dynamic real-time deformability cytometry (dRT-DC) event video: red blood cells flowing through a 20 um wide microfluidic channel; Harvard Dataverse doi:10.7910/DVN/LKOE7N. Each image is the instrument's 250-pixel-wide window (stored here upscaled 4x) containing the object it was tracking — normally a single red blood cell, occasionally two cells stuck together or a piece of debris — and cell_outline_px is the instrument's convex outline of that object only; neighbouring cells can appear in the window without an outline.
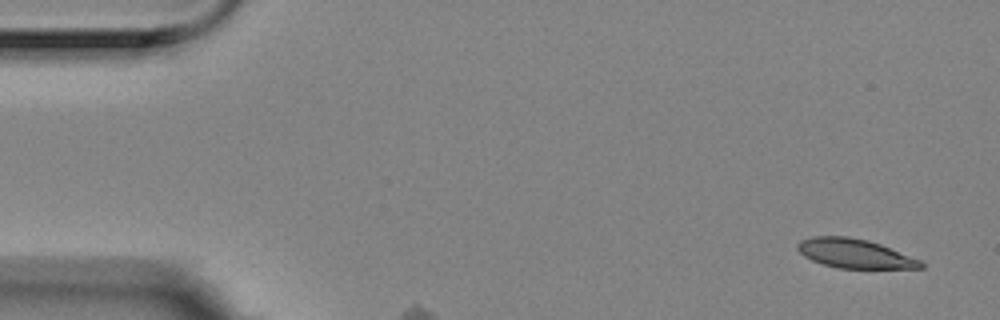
{"species": "Egyptian fruit bat (a non-hibernating species)", "species_latin": "Rousettus aegyptiacus", "temperature_condition": "room temperature", "stored_images_in_passage": 6, "camera_frame_rate_fps": 3000, "um_per_image_px": 0.085, "animal": {"sex": "female"}, "frame": {"image": 1, "passage_image": 1, "time_ms": 0.0, "image_size_px": [1000, 320], "cell_outline_px": [[924, 268], [836, 268], [812, 260], [804, 256], [796, 248], [796, 244], [800, 240], [812, 236], [848, 236], [868, 240], [880, 244], [920, 260], [924, 264]], "centroid_in_image_um": [72.61, 21.54], "position_along_channel_um": 12.4, "area_um2": 20.87}}
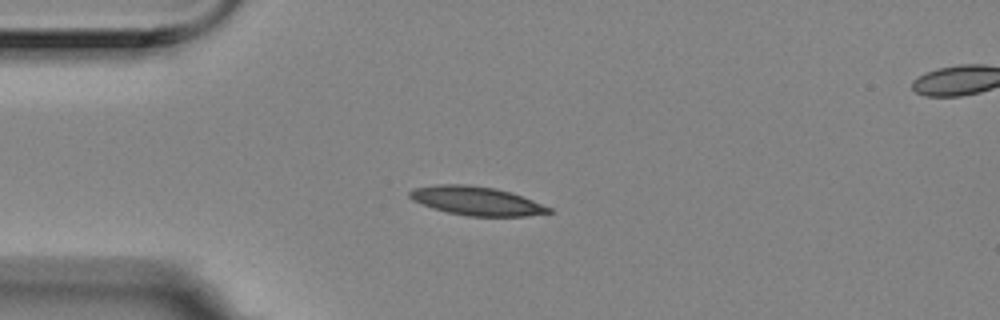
{"frame": {"image": 2, "passage_image": 4, "time_ms": 1.0, "image_size_px": [1000, 320], "cell_outline_px": [[552, 212], [528, 216], [468, 216], [448, 212], [432, 208], [412, 200], [408, 196], [408, 192], [416, 188], [440, 184], [468, 184], [496, 188], [512, 192], [552, 208]], "centroid_in_image_um": [40.51, 17.07], "position_along_channel_um": 44.5, "area_um2": 23.29}}
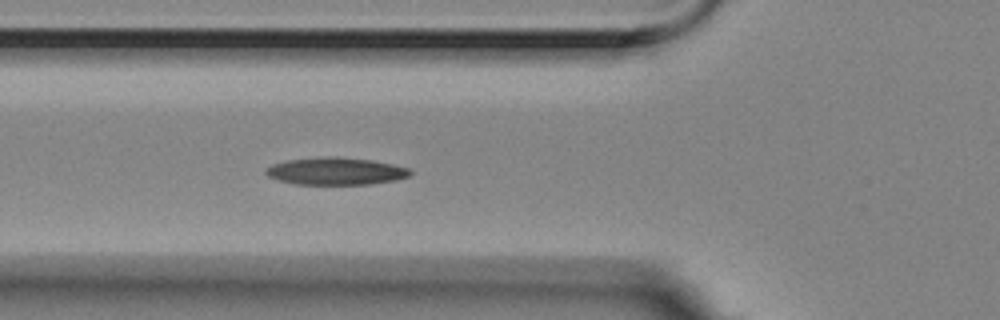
{"frame": {"image": 3, "passage_image": 6, "time_ms": 1.667, "image_size_px": [1000, 320], "cell_outline_px": [[412, 172], [408, 176], [396, 180], [368, 184], [296, 184], [280, 180], [268, 176], [264, 172], [272, 164], [288, 160], [320, 156], [336, 156], [372, 160], [392, 164], [408, 168]], "centroid_in_image_um": [28.54, 14.54], "position_along_channel_um": 97.3, "area_um2": 22.89}}